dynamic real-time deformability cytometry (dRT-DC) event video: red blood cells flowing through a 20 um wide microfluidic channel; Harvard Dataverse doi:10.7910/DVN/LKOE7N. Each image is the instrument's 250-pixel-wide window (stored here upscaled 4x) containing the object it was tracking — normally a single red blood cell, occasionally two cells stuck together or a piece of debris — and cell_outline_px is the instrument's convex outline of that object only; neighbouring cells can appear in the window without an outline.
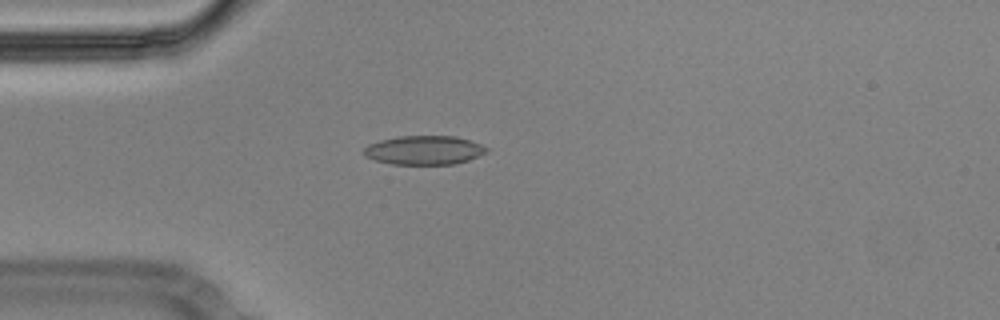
{"species": "Egyptian fruit bat (a non-hibernating species)", "species_latin": "Rousettus aegyptiacus", "temperature_condition": "cold", "stored_images_in_passage": 42, "camera_frame_rate_fps": 3000, "um_per_image_px": 0.085, "animal": {"sex": "male"}, "frame": {"image": 1, "passage_image": 1, "time_ms": 0.0, "image_size_px": [1000, 320], "cell_outline_px": [[488, 152], [468, 160], [456, 164], [392, 164], [376, 160], [364, 156], [360, 152], [368, 144], [380, 140], [396, 136], [452, 136], [468, 140], [480, 144], [488, 148]], "centroid_in_image_um": [36.01, 12.76], "position_along_channel_um": 49.0, "area_um2": 20.75}}
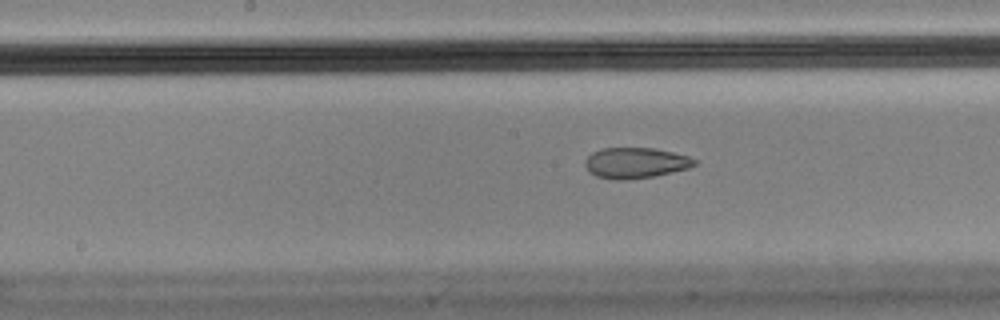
{"frame": {"image": 2, "passage_image": 14, "time_ms": 4.333, "image_size_px": [1000, 320], "cell_outline_px": [[696, 164], [688, 168], [652, 176], [620, 180], [616, 180], [596, 176], [584, 164], [584, 160], [592, 152], [604, 148], [652, 148], [672, 152], [688, 156], [696, 160]], "centroid_in_image_um": [54.0, 13.83], "position_along_channel_um": 194.2, "area_um2": 19.19}}
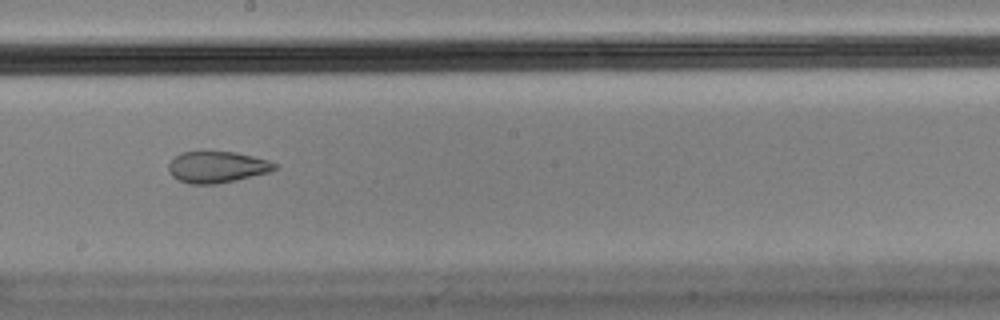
{"frame": {"image": 3, "passage_image": 17, "time_ms": 5.333, "image_size_px": [1000, 320], "cell_outline_px": [[276, 168], [268, 172], [236, 180], [216, 184], [188, 184], [172, 176], [168, 172], [168, 164], [180, 152], [200, 148], [236, 152], [268, 160], [276, 164]], "centroid_in_image_um": [18.38, 14.15], "position_along_channel_um": 229.8, "area_um2": 20.06}, "authors_computed_cell_mechanics": {"area_um2": 21.5883, "velocity_mm_per_s": 3.5762, "shape_relaxation_time_tau1_ms": null, "shape_relaxation_time_tau2_ms": 2.194, "deformation_change_tau1": null, "deformation_change_tau2": 0.0868}}